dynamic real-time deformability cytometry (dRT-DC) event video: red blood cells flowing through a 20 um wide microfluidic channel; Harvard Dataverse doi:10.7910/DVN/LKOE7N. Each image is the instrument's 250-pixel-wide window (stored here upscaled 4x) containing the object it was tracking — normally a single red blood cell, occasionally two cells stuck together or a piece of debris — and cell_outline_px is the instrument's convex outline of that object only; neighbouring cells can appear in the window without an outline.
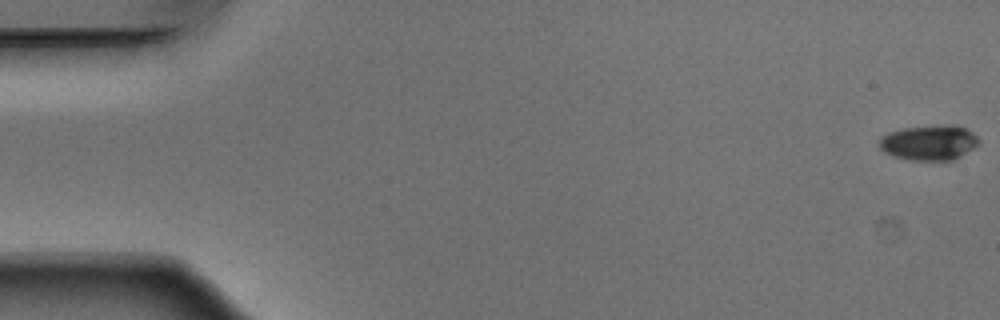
{"species": "Egyptian fruit bat (a non-hibernating species)", "species_latin": "Rousettus aegyptiacus", "temperature_condition": "warm", "stored_images_in_passage": 53, "camera_frame_rate_fps": 3000, "um_per_image_px": 0.085, "animal": {"sex": "male"}, "frame": {"image": 1, "passage_image": 1, "time_ms": 0.0, "image_size_px": [1000, 320], "cell_outline_px": [[980, 144], [952, 160], [912, 160], [896, 156], [884, 152], [880, 148], [880, 136], [888, 132], [900, 128], [944, 124], [952, 124], [968, 128], [980, 140]], "centroid_in_image_um": [78.99, 12.09], "position_along_channel_um": 6.0, "area_um2": 20.52}}
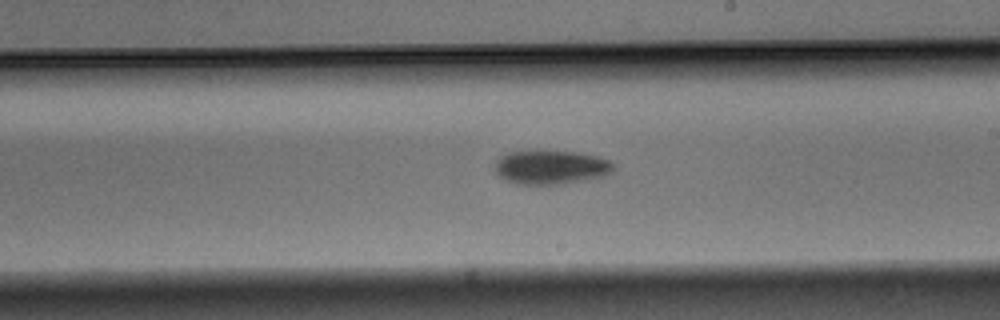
{"frame": {"image": 2, "passage_image": 31, "time_ms": 10.0, "image_size_px": [1000, 320], "cell_outline_px": [[612, 172], [604, 176], [588, 180], [564, 184], [516, 184], [500, 176], [496, 172], [496, 160], [500, 156], [508, 152], [580, 152], [600, 156], [608, 160], [612, 164]], "centroid_in_image_um": [46.87, 14.23], "position_along_channel_um": 242.1, "area_um2": 23.24}}
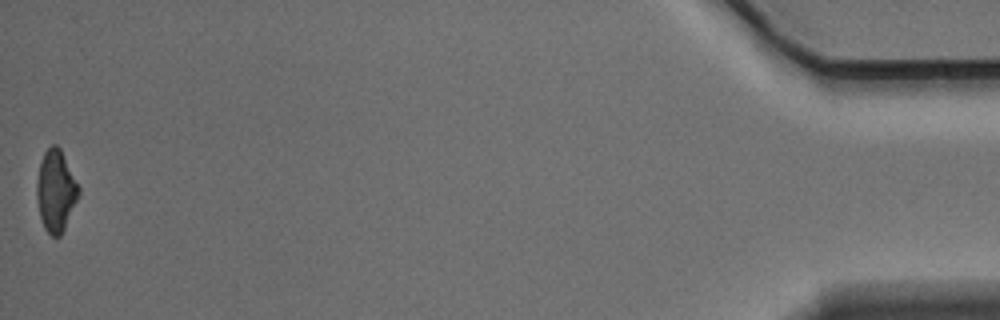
{"frame": {"image": 3, "passage_image": 53, "time_ms": 17.333, "image_size_px": [1000, 320], "cell_outline_px": [[80, 196], [60, 236], [52, 236], [44, 228], [40, 216], [36, 196], [36, 184], [40, 164], [44, 152], [52, 144], [56, 144], [60, 148], [80, 188]], "centroid_in_image_um": [4.75, 16.22], "position_along_channel_um": 430.5, "area_um2": 19.83}, "authors_computed_cell_mechanics": {"area_um2": 21.4438, "velocity_mm_per_s": 3.8728, "shape_relaxation_time_tau1_ms": 3.2294, "shape_relaxation_time_tau2_ms": null, "deformation_change_tau1": 0.1181, "deformation_change_tau2": null}}